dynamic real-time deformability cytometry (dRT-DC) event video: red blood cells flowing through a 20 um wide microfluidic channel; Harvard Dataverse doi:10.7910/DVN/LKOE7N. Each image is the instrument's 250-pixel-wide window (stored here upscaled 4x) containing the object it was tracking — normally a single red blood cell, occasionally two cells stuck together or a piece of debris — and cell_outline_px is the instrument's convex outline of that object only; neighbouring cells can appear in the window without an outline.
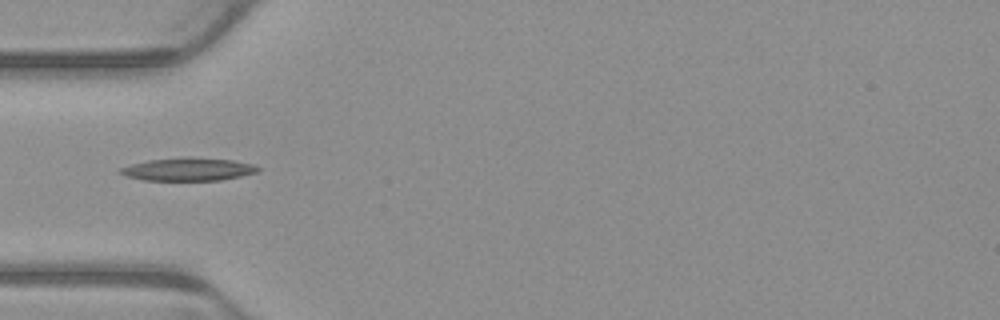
{"species": "common noctule bat (a hibernating species)", "species_latin": "Nyctalus noctula", "temperature_condition": "warm", "stored_images_in_passage": 2, "camera_frame_rate_fps": 3000, "um_per_image_px": 0.085, "animal": {"sex": "male", "body_mass_g": 23.1, "forearm_length_mm": 52.7}, "frame": {"image": 1, "passage_image": 2, "time_ms": 0.333, "image_size_px": [1000, 320], "cell_outline_px": [[260, 172], [220, 180], [144, 180], [124, 176], [116, 172], [120, 168], [132, 164], [148, 160], [184, 156], [192, 156], [232, 160], [252, 164], [260, 168]], "centroid_in_image_um": [15.97, 14.37], "position_along_channel_um": 69.0, "area_um2": 18.67}}